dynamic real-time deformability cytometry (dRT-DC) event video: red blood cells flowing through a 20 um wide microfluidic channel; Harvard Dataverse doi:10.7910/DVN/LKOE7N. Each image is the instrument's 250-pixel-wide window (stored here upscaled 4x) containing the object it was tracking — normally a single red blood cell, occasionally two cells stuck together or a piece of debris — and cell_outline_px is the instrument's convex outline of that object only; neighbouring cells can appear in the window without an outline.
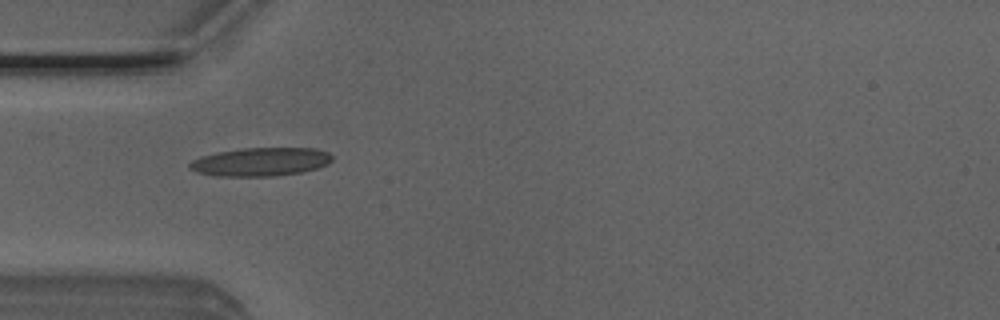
{"species": "Egyptian fruit bat (a non-hibernating species)", "species_latin": "Rousettus aegyptiacus", "temperature_condition": "room temperature", "stored_images_in_passage": 36, "camera_frame_rate_fps": 3000, "um_per_image_px": 0.085, "animal": {"sex": "male"}, "frame": {"image": 1, "passage_image": 1, "time_ms": 0.0, "image_size_px": [1000, 320], "cell_outline_px": [[332, 160], [328, 164], [316, 168], [300, 172], [276, 176], [216, 176], [196, 172], [188, 168], [188, 164], [192, 160], [200, 156], [216, 152], [244, 148], [312, 148], [328, 152], [332, 156]], "centroid_in_image_um": [22.11, 13.75], "position_along_channel_um": 62.9, "area_um2": 23.7}}
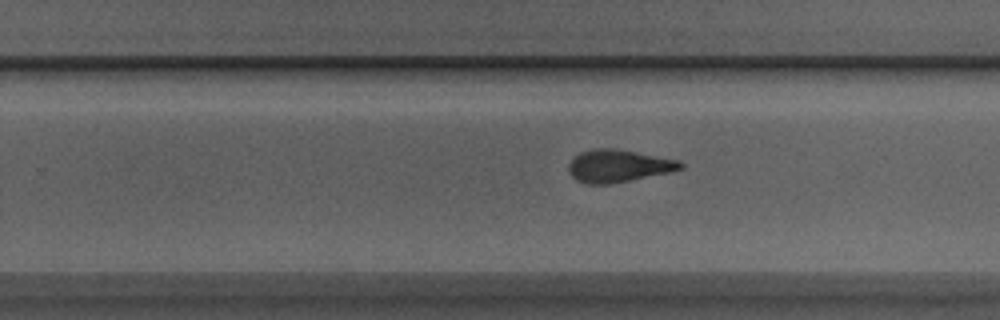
{"frame": {"image": 2, "passage_image": 17, "time_ms": 5.333, "image_size_px": [1000, 320], "cell_outline_px": [[684, 168], [668, 172], [608, 184], [588, 184], [576, 180], [568, 172], [568, 164], [580, 152], [596, 148], [616, 148], [680, 160], [684, 164]], "centroid_in_image_um": [52.55, 14.09], "position_along_channel_um": 277.2, "area_um2": 21.04}}
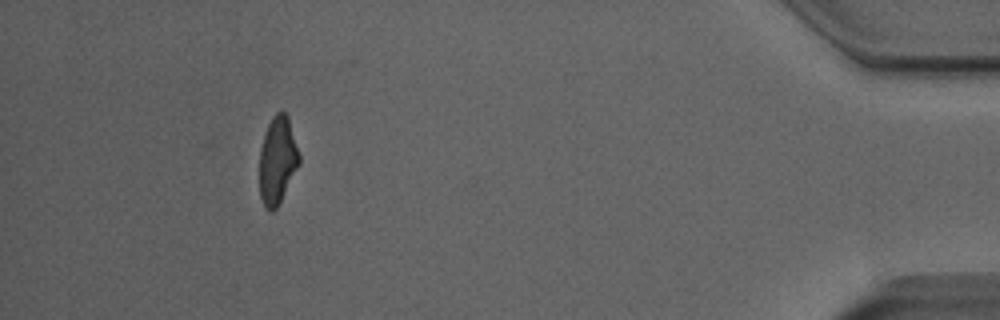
{"frame": {"image": 3, "passage_image": 32, "time_ms": 10.333, "image_size_px": [1000, 320], "cell_outline_px": [[300, 164], [276, 208], [272, 212], [268, 212], [264, 208], [260, 196], [260, 148], [268, 124], [272, 116], [276, 112], [284, 112], [288, 116], [300, 156]], "centroid_in_image_um": [23.58, 13.64], "position_along_channel_um": 411.6, "area_um2": 20.17}, "authors_computed_cell_mechanics": {"area_um2": 21.2126, "velocity_mm_per_s": 4.0314, "shape_relaxation_time_tau1_ms": 5.6141, "shape_relaxation_time_tau2_ms": 1.7345, "deformation_change_tau1": 0.2105, "deformation_change_tau2": 0.109}}